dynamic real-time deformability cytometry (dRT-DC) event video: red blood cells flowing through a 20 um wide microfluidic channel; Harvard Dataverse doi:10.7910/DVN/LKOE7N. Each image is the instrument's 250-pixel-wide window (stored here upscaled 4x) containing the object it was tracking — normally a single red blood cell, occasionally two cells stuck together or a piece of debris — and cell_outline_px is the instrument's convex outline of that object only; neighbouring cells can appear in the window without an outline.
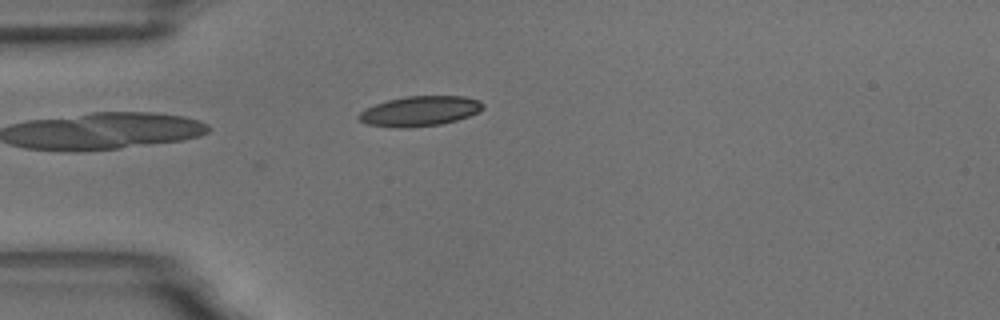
{"species": "common noctule bat (a hibernating species)", "species_latin": "Nyctalus noctula", "temperature_condition": "room temperature", "stored_images_in_passage": 2, "camera_frame_rate_fps": 3000, "um_per_image_px": 0.085, "animal": {"sex": "male", "body_mass_g": 18.8}, "frame": {"image": 1, "passage_image": 2, "time_ms": 0.333, "image_size_px": [1000, 320], "cell_outline_px": [[484, 108], [480, 112], [456, 120], [440, 124], [400, 128], [368, 124], [360, 120], [356, 116], [364, 108], [388, 100], [404, 96], [464, 96], [480, 100], [484, 104]], "centroid_in_image_um": [35.7, 9.43], "position_along_channel_um": 49.3, "area_um2": 21.68}}